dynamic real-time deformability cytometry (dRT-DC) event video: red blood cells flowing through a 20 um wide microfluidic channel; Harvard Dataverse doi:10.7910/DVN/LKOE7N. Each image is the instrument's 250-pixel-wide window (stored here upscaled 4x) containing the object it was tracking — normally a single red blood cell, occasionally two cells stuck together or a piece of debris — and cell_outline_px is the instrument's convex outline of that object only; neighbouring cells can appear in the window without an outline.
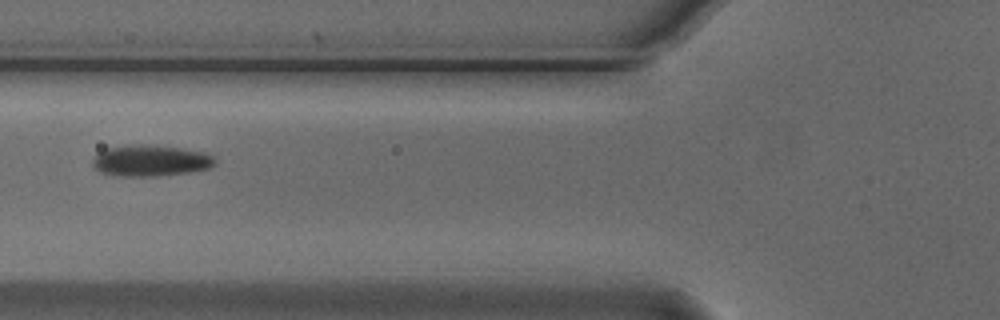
{"species": "Egyptian fruit bat (a non-hibernating species)", "species_latin": "Rousettus aegyptiacus", "temperature_condition": "cold", "stored_images_in_passage": 3, "camera_frame_rate_fps": 3000, "um_per_image_px": 0.085, "animal": {"sex": "male"}, "frame": {"image": 1, "passage_image": 3, "time_ms": 0.667, "image_size_px": [1000, 320], "cell_outline_px": [[216, 164], [208, 168], [188, 172], [156, 176], [120, 176], [100, 172], [92, 164], [92, 160], [100, 152], [108, 148], [124, 144], [140, 144], [180, 148], [204, 152], [212, 156], [216, 160]], "centroid_in_image_um": [12.79, 13.65], "position_along_channel_um": 113.0, "area_um2": 22.14}}